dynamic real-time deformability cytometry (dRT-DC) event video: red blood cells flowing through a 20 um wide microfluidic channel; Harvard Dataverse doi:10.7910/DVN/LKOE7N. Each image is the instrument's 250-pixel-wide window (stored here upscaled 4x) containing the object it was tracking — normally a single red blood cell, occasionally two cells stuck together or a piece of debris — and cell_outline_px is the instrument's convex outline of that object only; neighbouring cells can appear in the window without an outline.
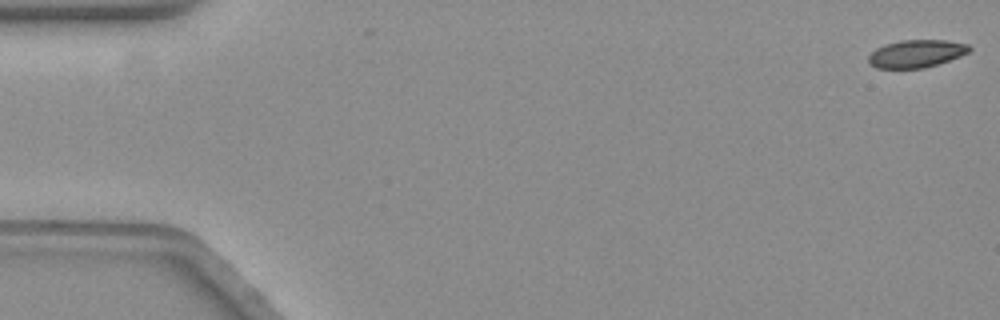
{"species": "common noctule bat (a hibernating species)", "species_latin": "Nyctalus noctula", "temperature_condition": "warm", "stored_images_in_passage": 2, "camera_frame_rate_fps": 3000, "um_per_image_px": 0.085, "animal": {"sex": "female", "body_mass_g": 19.3, "forearm_length_mm": 54.1}, "frame": {"image": 1, "passage_image": 2, "time_ms": 0.333, "image_size_px": [1000, 320], "cell_outline_px": [[972, 48], [968, 52], [960, 56], [924, 68], [876, 68], [868, 60], [868, 56], [876, 48], [900, 40], [944, 40], [968, 44]], "centroid_in_image_um": [77.89, 4.55], "position_along_channel_um": 7.1, "area_um2": 16.01}}